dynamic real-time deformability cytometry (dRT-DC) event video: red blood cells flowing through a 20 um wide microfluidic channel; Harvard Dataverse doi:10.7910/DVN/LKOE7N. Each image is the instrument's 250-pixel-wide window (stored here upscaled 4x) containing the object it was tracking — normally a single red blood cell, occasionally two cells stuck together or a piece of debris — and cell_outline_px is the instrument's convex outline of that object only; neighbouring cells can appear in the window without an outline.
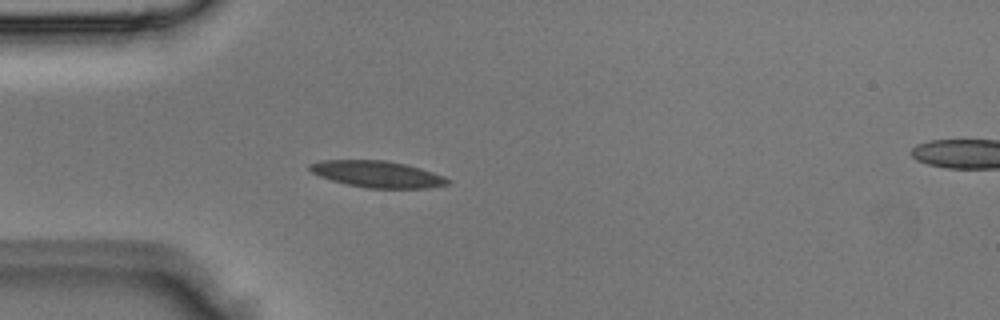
{"species": "Egyptian fruit bat (a non-hibernating species)", "species_latin": "Rousettus aegyptiacus", "temperature_condition": "room temperature", "stored_images_in_passage": 2, "segment_of_instrument_passage": [1, 2], "camera_frame_rate_fps": 3000, "um_per_image_px": 0.085, "animal": {"sex": "male"}, "frame": {"image": 1, "passage_image": 1, "time_ms": 0.0, "image_size_px": [1000, 320], "cell_outline_px": [[452, 180], [448, 184], [428, 188], [368, 188], [348, 184], [332, 180], [320, 176], [312, 172], [308, 168], [308, 164], [320, 160], [384, 160], [404, 164], [420, 168], [444, 176]], "centroid_in_image_um": [32.07, 14.8], "position_along_channel_um": 52.9, "area_um2": 21.21}}